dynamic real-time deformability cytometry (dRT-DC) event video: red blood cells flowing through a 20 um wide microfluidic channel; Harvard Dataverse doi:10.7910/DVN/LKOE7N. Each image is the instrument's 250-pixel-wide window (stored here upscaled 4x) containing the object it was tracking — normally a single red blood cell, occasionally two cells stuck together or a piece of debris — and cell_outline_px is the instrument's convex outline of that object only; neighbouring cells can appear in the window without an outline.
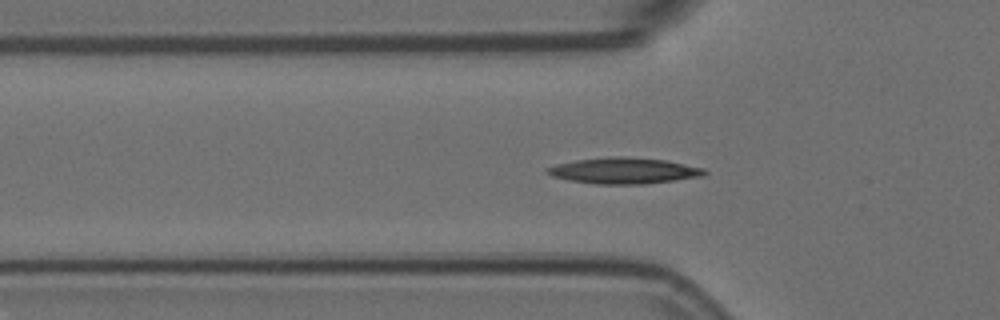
{"species": "Egyptian fruit bat (a non-hibernating species)", "species_latin": "Rousettus aegyptiacus", "temperature_condition": "room temperature", "stored_images_in_passage": 54, "camera_frame_rate_fps": 3000, "um_per_image_px": 0.085, "animal": {"sex": "female"}, "frame": {"image": 1, "passage_image": 15, "time_ms": 4.667, "image_size_px": [1000, 320], "cell_outline_px": [[708, 172], [704, 176], [676, 180], [644, 184], [596, 184], [572, 180], [552, 176], [544, 172], [544, 168], [556, 164], [576, 160], [612, 156], [624, 156], [664, 160], [704, 168]], "centroid_in_image_um": [53.02, 14.51], "position_along_channel_um": 72.8, "area_um2": 23.87}}
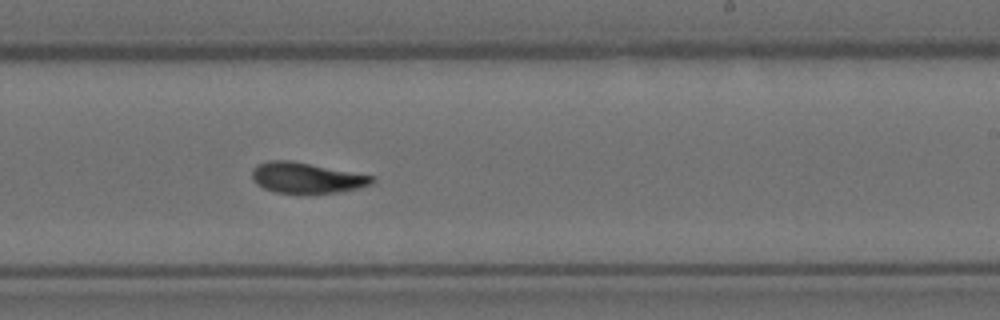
{"frame": {"image": 2, "passage_image": 31, "time_ms": 10.0, "image_size_px": [1000, 320], "cell_outline_px": [[376, 180], [372, 184], [360, 188], [336, 192], [304, 196], [276, 192], [264, 188], [256, 184], [252, 180], [252, 168], [256, 164], [268, 160], [292, 160], [376, 176]], "centroid_in_image_um": [26.06, 15.14], "position_along_channel_um": 262.9, "area_um2": 22.37}}
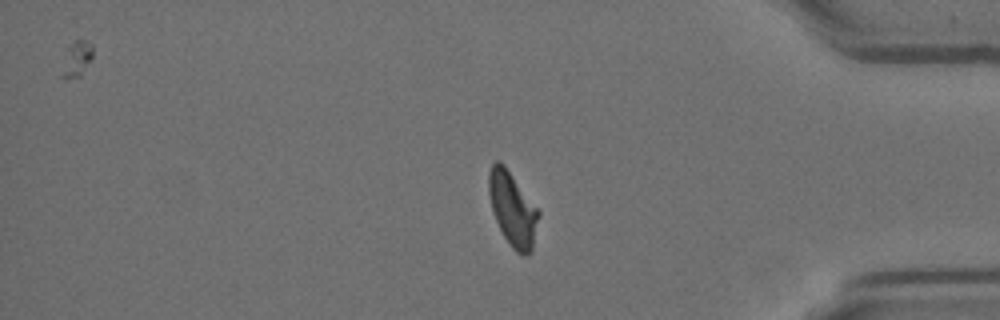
{"frame": {"image": 3, "passage_image": 44, "time_ms": 14.333, "image_size_px": [1000, 320], "cell_outline_px": [[540, 216], [532, 252], [528, 256], [524, 256], [516, 252], [512, 248], [504, 236], [496, 220], [492, 208], [488, 192], [488, 172], [492, 164], [496, 160], [500, 160], [504, 164], [540, 212]], "centroid_in_image_um": [43.58, 17.78], "position_along_channel_um": 391.6, "area_um2": 21.56}, "authors_computed_cell_mechanics": {"area_um2": 21.5883, "velocity_mm_per_s": 3.5622, "shape_relaxation_time_tau1_ms": 6.5442, "shape_relaxation_time_tau2_ms": 4.0433, "deformation_change_tau1": 0.2219, "deformation_change_tau2": 0.1096}}